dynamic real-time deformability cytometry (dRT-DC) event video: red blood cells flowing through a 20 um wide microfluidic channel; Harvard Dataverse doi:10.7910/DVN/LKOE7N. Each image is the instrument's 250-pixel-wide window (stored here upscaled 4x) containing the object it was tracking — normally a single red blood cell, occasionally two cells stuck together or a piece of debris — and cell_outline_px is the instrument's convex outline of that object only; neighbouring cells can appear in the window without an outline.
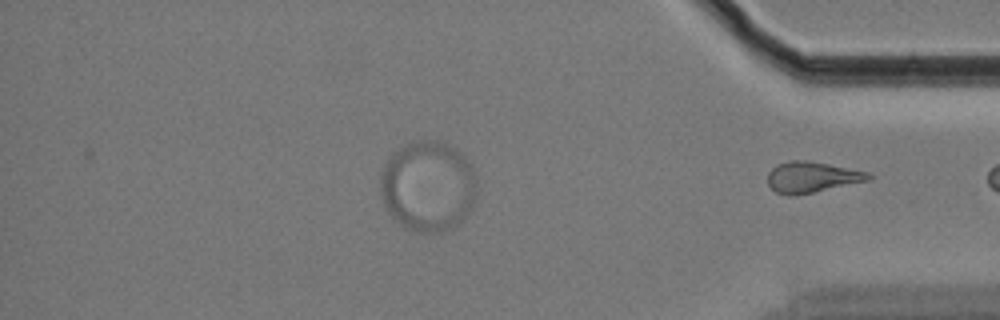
{"species": "Egyptian fruit bat (a non-hibernating species)", "species_latin": "Rousettus aegyptiacus", "temperature_condition": "cold", "stored_images_in_passage": 59, "camera_frame_rate_fps": 3000, "um_per_image_px": 0.085, "animal": {"sex": "female"}, "frame": {"image": 1, "passage_image": 59, "time_ms": 19.333, "image_size_px": [1000, 320], "cell_outline_px": [[872, 176], [868, 180], [796, 196], [788, 196], [776, 192], [768, 184], [768, 172], [776, 164], [788, 160], [808, 160], [868, 172]], "centroid_in_image_um": [68.95, 15.05], "position_along_channel_um": 366.3, "area_um2": 18.09}}